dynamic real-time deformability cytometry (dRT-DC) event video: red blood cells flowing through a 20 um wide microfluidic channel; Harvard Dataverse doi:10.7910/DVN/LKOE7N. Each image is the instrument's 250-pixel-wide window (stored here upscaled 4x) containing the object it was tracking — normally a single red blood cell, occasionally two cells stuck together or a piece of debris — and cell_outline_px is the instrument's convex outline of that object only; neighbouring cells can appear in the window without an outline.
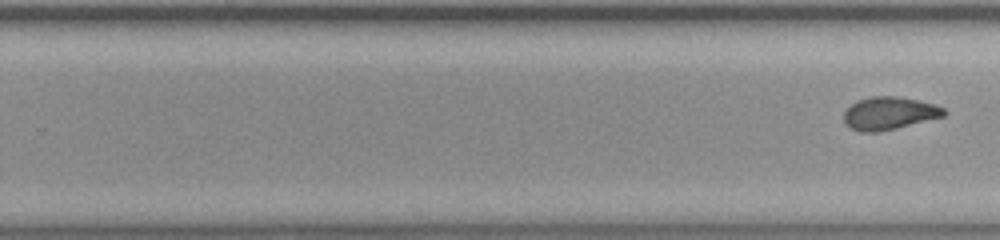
{"species": "common noctule bat (a hibernating species)", "species_latin": "Nyctalus noctula", "temperature_condition": "room temperature", "stored_images_in_passage": 26, "camera_frame_rate_fps": 3000, "um_per_image_px": 0.085, "animal": {"sex": "female", "body_mass_g": 23.0, "forearm_length_mm": 53.4}, "frame": {"image": 1, "passage_image": 26, "time_ms": 8.333, "image_size_px": [1000, 240], "cell_outline_px": [[948, 112], [944, 116], [896, 128], [876, 132], [860, 132], [844, 124], [844, 112], [856, 100], [872, 96], [900, 96], [936, 104], [944, 108]], "centroid_in_image_um": [75.59, 9.61], "position_along_channel_um": 254.2, "area_um2": 19.19}}